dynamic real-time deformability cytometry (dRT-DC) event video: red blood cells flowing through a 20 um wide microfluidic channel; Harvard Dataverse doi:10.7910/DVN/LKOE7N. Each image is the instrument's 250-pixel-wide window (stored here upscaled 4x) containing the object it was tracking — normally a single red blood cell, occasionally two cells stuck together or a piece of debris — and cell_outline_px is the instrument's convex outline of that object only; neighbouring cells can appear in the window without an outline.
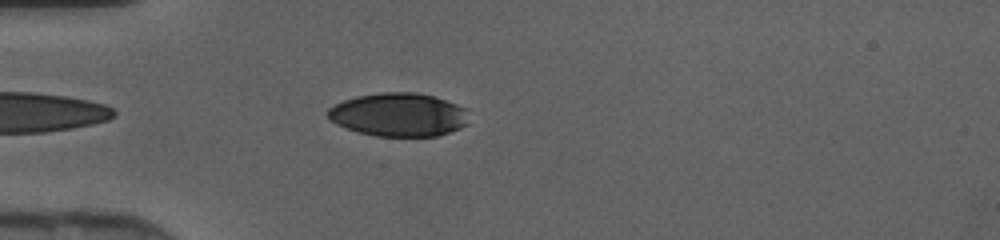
{"species": "human", "species_latin": "Homo sapiens", "temperature_condition": "cold", "stored_images_in_passage": 35, "camera_frame_rate_fps": 3000, "um_per_image_px": 0.085, "donor": {"sex": "female"}, "frame": {"image": 1, "passage_image": 3, "time_ms": 0.667, "image_size_px": [1000, 240], "cell_outline_px": [[468, 124], [460, 128], [436, 136], [376, 136], [360, 132], [336, 124], [328, 116], [328, 108], [344, 100], [356, 96], [380, 92], [416, 92], [432, 96], [468, 108]], "centroid_in_image_um": [33.92, 9.74], "position_along_channel_um": 51.1, "area_um2": 35.6}}
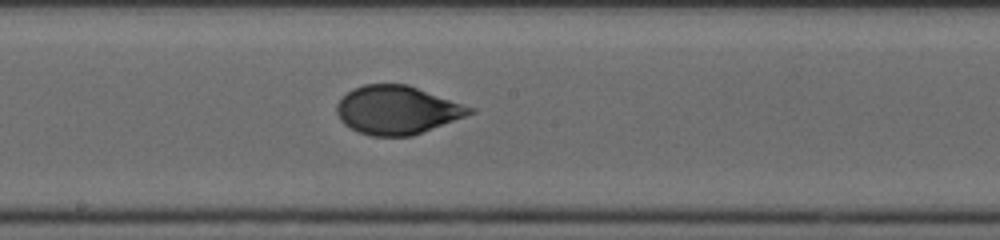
{"frame": {"image": 2, "passage_image": 15, "time_ms": 4.667, "image_size_px": [1000, 240], "cell_outline_px": [[476, 112], [412, 136], [372, 136], [360, 132], [344, 124], [340, 120], [336, 112], [336, 104], [352, 88], [364, 84], [408, 84], [476, 108]], "centroid_in_image_um": [33.77, 9.34], "position_along_channel_um": 214.4, "area_um2": 37.51}}
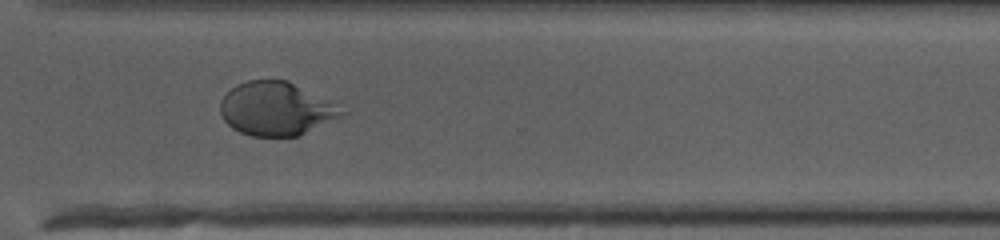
{"frame": {"image": 3, "passage_image": 24, "time_ms": 7.667, "image_size_px": [1000, 240], "cell_outline_px": [[348, 112], [344, 116], [300, 136], [252, 136], [240, 132], [232, 128], [224, 120], [220, 112], [220, 100], [236, 84], [248, 80], [288, 80], [328, 100]], "centroid_in_image_um": [23.49, 9.26], "position_along_channel_um": 347.1, "area_um2": 37.97}}